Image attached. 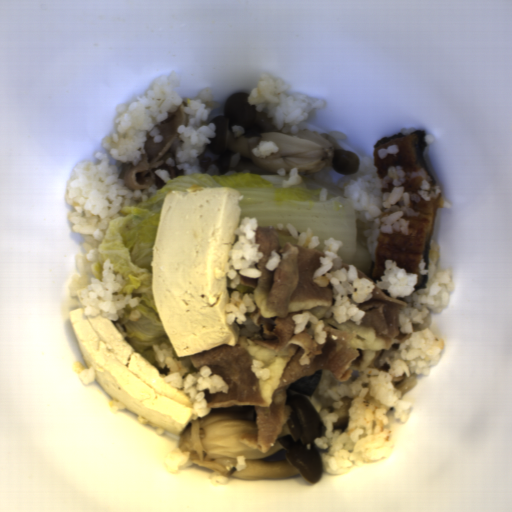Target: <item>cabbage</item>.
I'll return each mask as SVG.
<instances>
[{"label":"cabbage","mask_w":512,"mask_h":512,"mask_svg":"<svg viewBox=\"0 0 512 512\" xmlns=\"http://www.w3.org/2000/svg\"><path fill=\"white\" fill-rule=\"evenodd\" d=\"M313 176H300L302 181L298 185L284 188L282 181L288 180L290 175L182 173L157 189L148 201L135 207H121L122 216L109 221L98 246V260L91 264L90 270L102 282L103 263L110 258L114 275L121 273L126 281L123 289L113 294L140 298L133 308L129 303L123 308L122 319H109L127 343L157 372L165 376L170 368L166 364L164 368L158 367L153 345L165 342L168 347L172 346L152 296V260L164 199L174 189L223 187L236 190L242 196L238 228L245 217H256L258 226L288 232L287 223H292L297 232L311 227L319 240L314 250L324 255V241L334 238L343 245L337 252L341 261L354 265L373 279L376 263L368 249V237L363 235L370 227L356 220L354 203L344 196V190L314 181Z\"/></svg>","instance_id":"4295e07d"},{"label":"cabbage","mask_w":512,"mask_h":512,"mask_svg":"<svg viewBox=\"0 0 512 512\" xmlns=\"http://www.w3.org/2000/svg\"><path fill=\"white\" fill-rule=\"evenodd\" d=\"M238 240H239V235H237V234H236L234 245H235L236 243H238Z\"/></svg>","instance_id":"31cb4dd1"},{"label":"cabbage","mask_w":512,"mask_h":512,"mask_svg":"<svg viewBox=\"0 0 512 512\" xmlns=\"http://www.w3.org/2000/svg\"><path fill=\"white\" fill-rule=\"evenodd\" d=\"M323 173L329 175V177L334 185H338V183L341 179V177L339 175H337L334 171H330V170L323 172Z\"/></svg>","instance_id":"f4c42f77"}]
</instances>
